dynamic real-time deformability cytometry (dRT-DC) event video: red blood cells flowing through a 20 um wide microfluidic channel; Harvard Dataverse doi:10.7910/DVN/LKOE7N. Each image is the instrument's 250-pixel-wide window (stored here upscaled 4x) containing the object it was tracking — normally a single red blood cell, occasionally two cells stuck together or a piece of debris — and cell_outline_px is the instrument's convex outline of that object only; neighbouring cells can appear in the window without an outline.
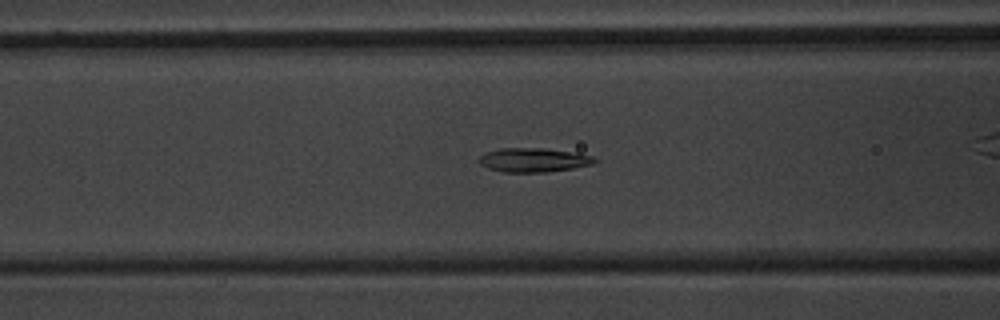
{"species": "common noctule bat (a hibernating species)", "species_latin": "Nyctalus noctula", "temperature_condition": "warm", "stored_images_in_passage": 52, "camera_frame_rate_fps": 3000, "um_per_image_px": 0.085, "animal": {"sex": "male", "body_mass_g": 20.1, "forearm_length_mm": 53.5}, "frame": {"image": 1, "passage_image": 20, "time_ms": 6.333, "image_size_px": [1000, 320], "cell_outline_px": [[600, 160], [592, 164], [572, 168], [544, 172], [504, 172], [488, 168], [480, 164], [476, 160], [480, 156], [488, 152], [500, 148], [544, 148], [576, 152], [592, 156]], "centroid_in_image_um": [45.36, 13.59], "position_along_channel_um": 121.2, "area_um2": 16.24}}
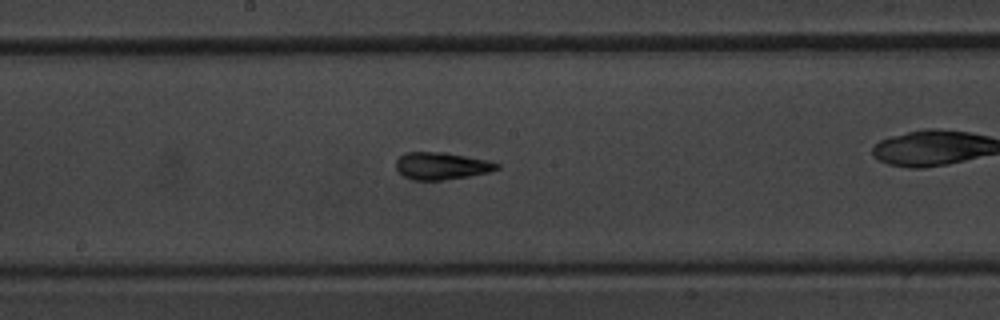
{"frame": {"image": 2, "passage_image": 27, "time_ms": 8.667, "image_size_px": [1000, 320], "cell_outline_px": [[500, 168], [488, 172], [468, 176], [444, 180], [412, 180], [404, 176], [396, 168], [396, 160], [404, 152], [444, 152], [488, 160], [500, 164]], "centroid_in_image_um": [37.52, 14.1], "position_along_channel_um": 210.7, "area_um2": 16.01}}
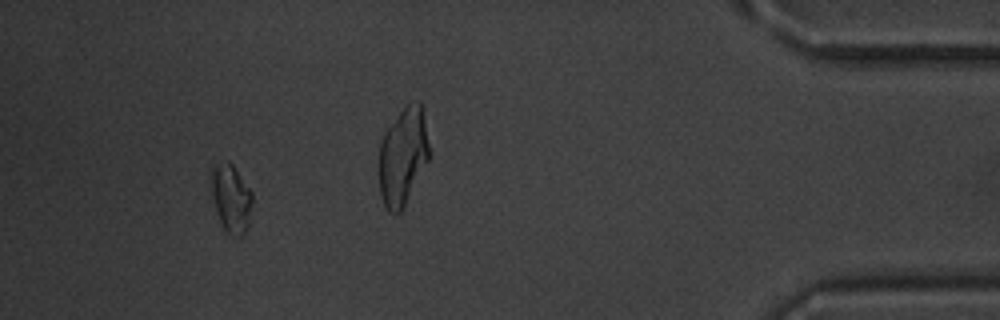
{"frame": {"image": 3, "passage_image": 48, "time_ms": 15.667, "image_size_px": [1000, 320], "cell_outline_px": [[252, 204], [248, 224], [244, 236], [232, 236], [224, 228], [216, 212], [208, 180], [208, 176], [212, 168], [216, 164], [232, 164], [252, 192]], "centroid_in_image_um": [19.61, 16.87], "position_along_channel_um": 415.6, "area_um2": 16.3}, "authors_computed_cell_mechanics": {"area_um2": 15.8661, "velocity_mm_per_s": 3.8264, "shape_relaxation_time_tau1_ms": 3.3331, "shape_relaxation_time_tau2_ms": 2.1011, "deformation_change_tau1": 0.1713, "deformation_change_tau2": 0.1204}}